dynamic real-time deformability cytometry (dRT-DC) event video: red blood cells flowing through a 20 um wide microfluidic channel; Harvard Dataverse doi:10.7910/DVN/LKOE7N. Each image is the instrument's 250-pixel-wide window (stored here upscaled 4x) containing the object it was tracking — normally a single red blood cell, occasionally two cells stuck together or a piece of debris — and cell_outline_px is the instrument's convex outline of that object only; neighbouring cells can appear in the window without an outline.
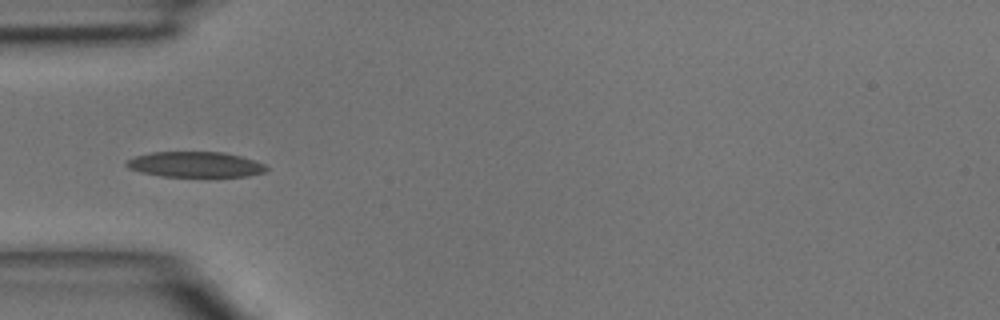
{"species": "common noctule bat (a hibernating species)", "species_latin": "Nyctalus noctula", "temperature_condition": "room temperature", "stored_images_in_passage": 17, "camera_frame_rate_fps": 3000, "um_per_image_px": 0.085, "animal": {"sex": "male", "body_mass_g": 15.6}, "frame": {"image": 1, "passage_image": 6, "time_ms": 1.667, "image_size_px": [1000, 320], "cell_outline_px": [[268, 172], [248, 176], [164, 176], [140, 172], [128, 168], [124, 164], [128, 160], [136, 156], [152, 152], [224, 152], [256, 160], [264, 164], [268, 168]], "centroid_in_image_um": [16.64, 13.98], "position_along_channel_um": 68.4, "area_um2": 20.75}}